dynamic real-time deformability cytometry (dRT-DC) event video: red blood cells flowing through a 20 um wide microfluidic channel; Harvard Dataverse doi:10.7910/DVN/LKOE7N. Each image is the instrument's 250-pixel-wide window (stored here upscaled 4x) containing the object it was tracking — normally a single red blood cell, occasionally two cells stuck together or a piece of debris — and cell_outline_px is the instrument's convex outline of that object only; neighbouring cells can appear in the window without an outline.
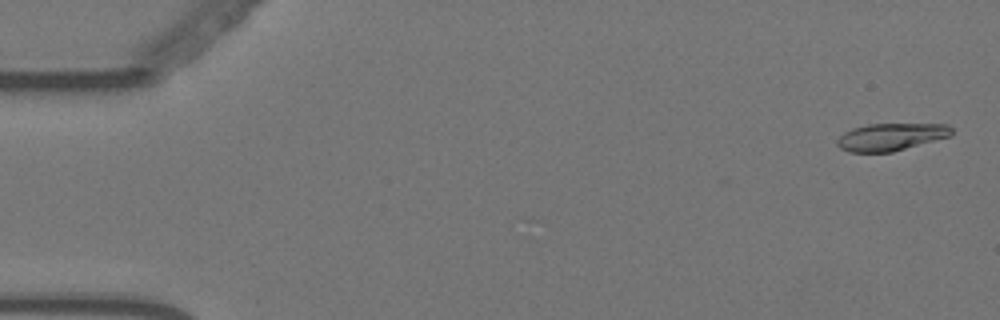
{"species": "Egyptian fruit bat (a non-hibernating species)", "species_latin": "Rousettus aegyptiacus", "temperature_condition": "warm", "stored_images_in_passage": 57, "camera_frame_rate_fps": 3000, "um_per_image_px": 0.085, "animal": {"sex": "female"}, "frame": {"image": 1, "passage_image": 2, "time_ms": 0.333, "image_size_px": [1000, 320], "cell_outline_px": [[952, 132], [948, 136], [892, 152], [848, 152], [840, 148], [836, 144], [836, 140], [844, 132], [852, 128], [868, 124], [948, 124], [952, 128]], "centroid_in_image_um": [75.67, 11.63], "position_along_channel_um": 9.3, "area_um2": 18.09}}
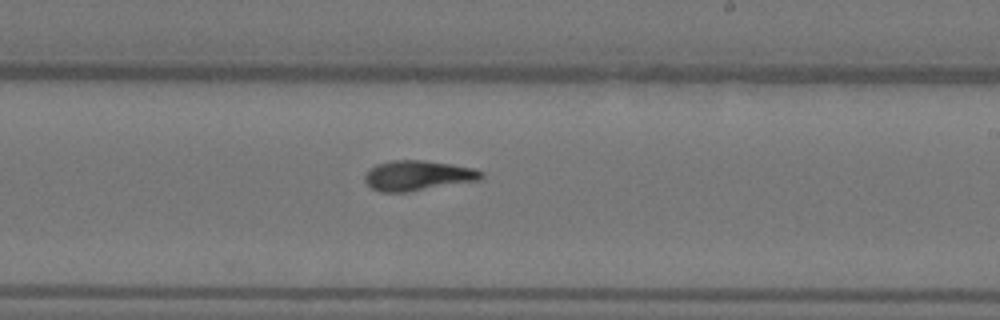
{"frame": {"image": 2, "passage_image": 34, "time_ms": 11.0, "image_size_px": [1000, 320], "cell_outline_px": [[484, 176], [480, 180], [408, 192], [380, 192], [372, 188], [364, 180], [364, 176], [368, 168], [376, 164], [392, 160], [424, 160], [452, 164], [476, 168], [484, 172]], "centroid_in_image_um": [35.52, 14.91], "position_along_channel_um": 253.5, "area_um2": 20.69}}
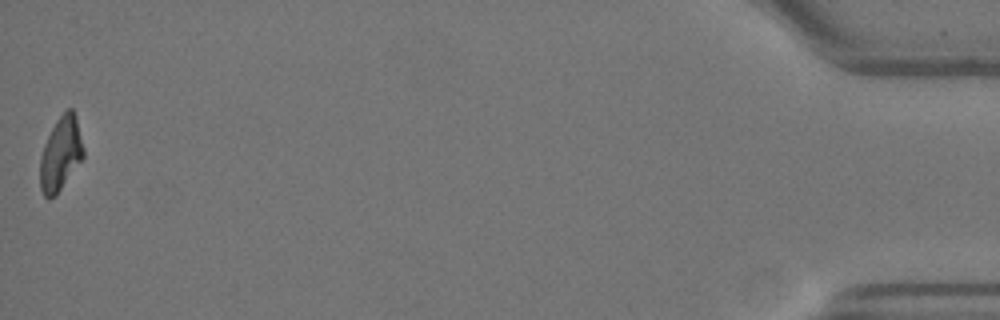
{"frame": {"image": 3, "passage_image": 57, "time_ms": 18.667, "image_size_px": [1000, 320], "cell_outline_px": [[84, 156], [56, 196], [48, 200], [44, 196], [40, 188], [40, 156], [44, 144], [56, 120], [68, 108], [72, 108], [76, 116], [84, 148]], "centroid_in_image_um": [5.15, 13.1], "position_along_channel_um": 430.0, "area_um2": 18.67}, "authors_computed_cell_mechanics": {"area_um2": 19.3052, "velocity_mm_per_s": 3.555, "shape_relaxation_time_tau1_ms": 7.7861, "shape_relaxation_time_tau2_ms": 3.6636, "deformation_change_tau1": 0.2359, "deformation_change_tau2": 0.1018}}